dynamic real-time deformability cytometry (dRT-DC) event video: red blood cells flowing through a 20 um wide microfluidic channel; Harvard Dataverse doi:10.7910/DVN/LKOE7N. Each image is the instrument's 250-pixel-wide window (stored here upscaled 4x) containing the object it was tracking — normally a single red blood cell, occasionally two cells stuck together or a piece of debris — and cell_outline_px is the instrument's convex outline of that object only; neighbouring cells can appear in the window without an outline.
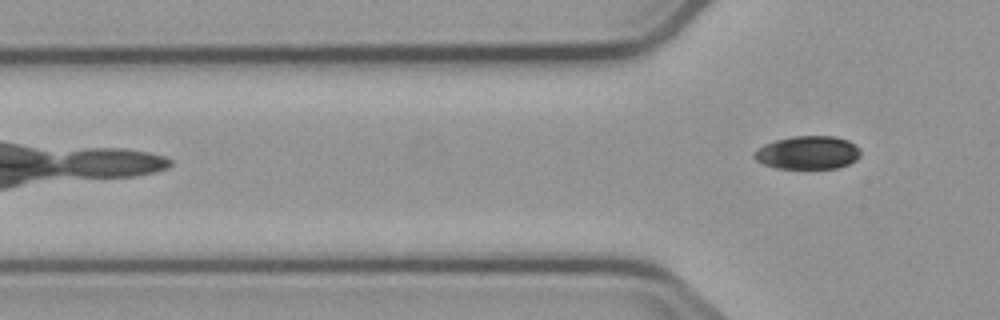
{"species": "common noctule bat (a hibernating species)", "species_latin": "Nyctalus noctula", "temperature_condition": "cold", "stored_images_in_passage": 4, "camera_frame_rate_fps": 3000, "um_per_image_px": 0.085, "animal": {"sex": "male", "body_mass_g": 23.1, "forearm_length_mm": 52.7}, "frame": {"image": 1, "passage_image": 4, "time_ms": 4.667, "image_size_px": [1000, 320], "cell_outline_px": [[860, 156], [856, 160], [848, 164], [836, 168], [776, 168], [764, 164], [756, 160], [752, 156], [752, 152], [756, 148], [764, 144], [776, 140], [792, 136], [836, 136], [848, 140], [856, 144], [860, 152]], "centroid_in_image_um": [68.64, 12.96], "position_along_channel_um": 57.2, "area_um2": 20.75}}